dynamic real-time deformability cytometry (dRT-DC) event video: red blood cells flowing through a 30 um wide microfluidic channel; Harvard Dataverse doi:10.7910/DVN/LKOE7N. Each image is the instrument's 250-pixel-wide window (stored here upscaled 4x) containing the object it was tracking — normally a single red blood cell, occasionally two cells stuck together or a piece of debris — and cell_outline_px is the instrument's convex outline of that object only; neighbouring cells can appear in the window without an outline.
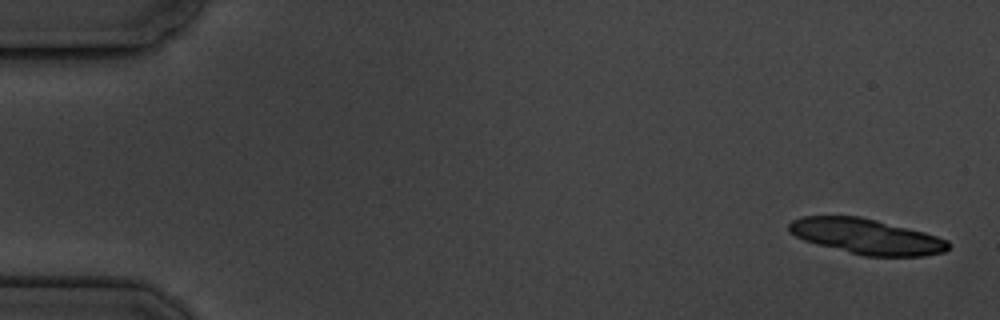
{"species": "common noctule bat (a hibernating species)", "species_latin": "Nyctalus noctula", "temperature_condition": "cold", "stored_images_in_passage": 7, "camera_frame_rate_fps": 3000, "um_per_image_px": 0.085, "animal": {"sex": "male", "body_mass_g": 19.5, "forearm_length_mm": 54.6}, "frame": {"image": 1, "passage_image": 1, "time_ms": 0.0, "image_size_px": [1000, 320], "cell_outline_px": [[948, 248], [944, 252], [924, 256], [864, 256], [816, 244], [804, 240], [788, 232], [788, 224], [792, 220], [804, 216], [860, 216], [924, 232], [948, 240]], "centroid_in_image_um": [73.62, 20.1], "position_along_channel_um": 11.4, "area_um2": 32.66}}
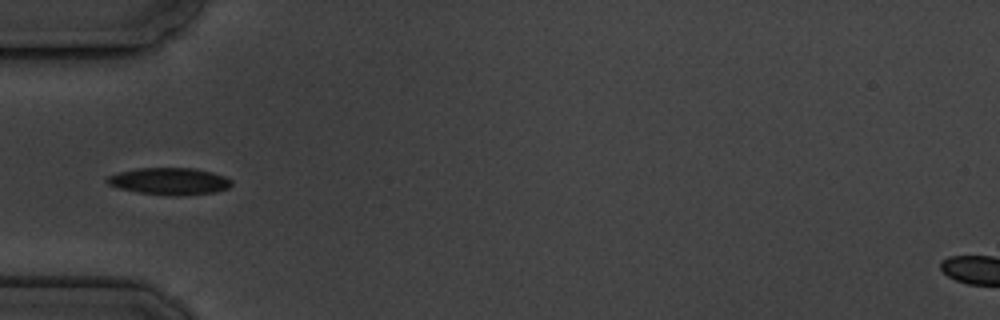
{"frame": {"image": 2, "passage_image": 5, "time_ms": 5.667, "image_size_px": [1000, 320], "cell_outline_px": [[232, 184], [228, 188], [216, 192], [176, 196], [168, 196], [136, 192], [120, 188], [108, 184], [104, 180], [108, 176], [120, 172], [136, 168], [196, 168], [212, 172], [224, 176], [232, 180]], "centroid_in_image_um": [14.41, 15.41], "position_along_channel_um": 70.6, "area_um2": 19.71}}